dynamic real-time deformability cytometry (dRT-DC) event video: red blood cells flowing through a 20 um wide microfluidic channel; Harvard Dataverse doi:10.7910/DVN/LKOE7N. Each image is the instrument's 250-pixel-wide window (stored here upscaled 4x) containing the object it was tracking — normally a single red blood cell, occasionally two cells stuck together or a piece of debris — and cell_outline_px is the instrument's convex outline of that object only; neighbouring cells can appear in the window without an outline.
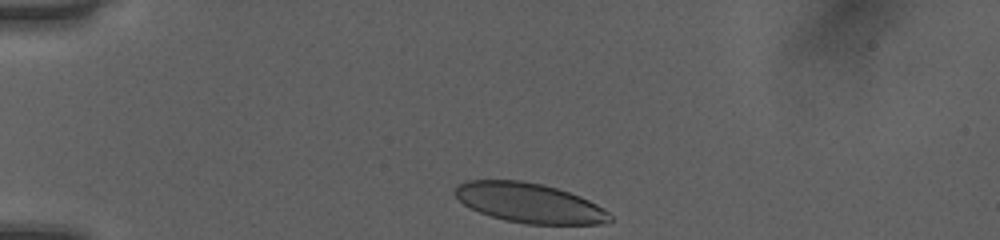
{"species": "human", "species_latin": "Homo sapiens", "temperature_condition": "room temperature", "stored_images_in_passage": 33, "camera_frame_rate_fps": 3000, "um_per_image_px": 0.085, "donor": {"sex": "female"}, "frame": {"image": 1, "passage_image": 1, "time_ms": 0.0, "image_size_px": [1000, 240], "cell_outline_px": [[612, 220], [600, 224], [524, 224], [504, 220], [480, 212], [464, 204], [452, 192], [456, 184], [464, 180], [520, 180], [544, 184], [580, 196], [596, 204], [608, 212], [612, 216]], "centroid_in_image_um": [44.96, 17.24], "position_along_channel_um": 40.0, "area_um2": 35.89}}
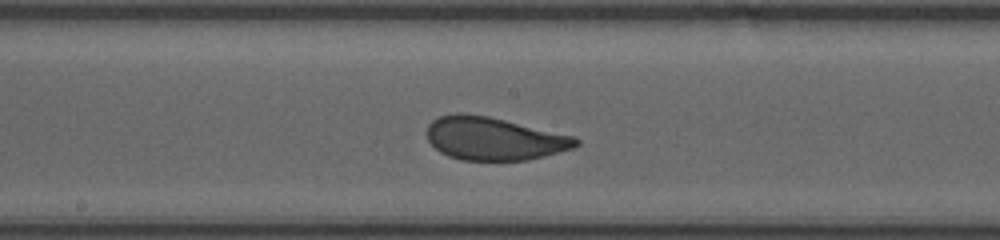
{"frame": {"image": 2, "passage_image": 17, "time_ms": 5.333, "image_size_px": [1000, 240], "cell_outline_px": [[580, 144], [576, 148], [528, 160], [460, 160], [448, 156], [440, 152], [428, 140], [428, 124], [432, 120], [440, 116], [456, 112], [464, 112], [488, 116], [576, 136], [580, 140]], "centroid_in_image_um": [42.02, 11.77], "position_along_channel_um": 206.2, "area_um2": 37.63}}
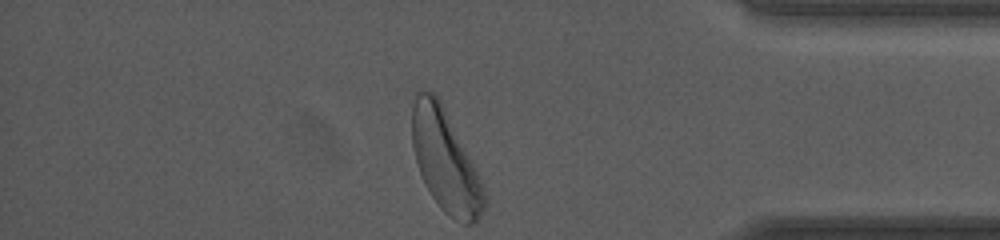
{"frame": {"image": 3, "passage_image": 33, "time_ms": 10.667, "image_size_px": [1000, 240], "cell_outline_px": [[484, 208], [480, 216], [472, 224], [464, 224], [448, 216], [440, 208], [424, 184], [412, 148], [412, 104], [416, 92], [420, 88], [424, 88], [432, 92], [440, 100], [472, 160], [476, 168], [484, 188]], "centroid_in_image_um": [37.82, 13.64], "position_along_channel_um": 397.4, "area_um2": 42.71}, "authors_computed_cell_mechanics": {"area_um2": 37.3966, "velocity_mm_per_s": 4.0053, "shape_relaxation_time_tau1_ms": 2.4195, "shape_relaxation_time_tau2_ms": null, "deformation_change_tau1": 0.1279, "deformation_change_tau2": null}}